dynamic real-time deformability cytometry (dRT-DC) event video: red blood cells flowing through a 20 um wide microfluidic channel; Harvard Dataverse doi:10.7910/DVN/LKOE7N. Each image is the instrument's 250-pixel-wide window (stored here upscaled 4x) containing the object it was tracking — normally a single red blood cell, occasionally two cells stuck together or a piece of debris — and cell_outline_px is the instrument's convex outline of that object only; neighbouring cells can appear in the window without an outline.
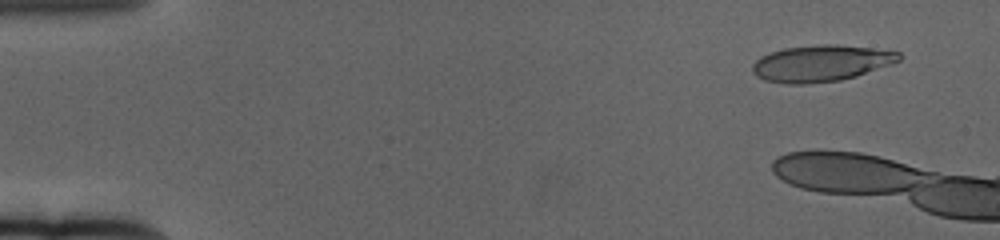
{"species": "human", "species_latin": "Homo sapiens", "temperature_condition": "cold", "stored_images_in_passage": 16, "camera_frame_rate_fps": 3000, "um_per_image_px": 0.085, "donor": {"sex": "female"}, "frame": {"image": 1, "passage_image": 5, "time_ms": 1.333, "image_size_px": [1000, 240], "cell_outline_px": [[900, 60], [856, 76], [840, 80], [804, 84], [788, 84], [764, 80], [756, 76], [752, 72], [752, 64], [760, 56], [784, 48], [820, 44], [836, 44], [900, 52]], "centroid_in_image_um": [69.72, 5.38], "position_along_channel_um": 15.3, "area_um2": 30.81}}